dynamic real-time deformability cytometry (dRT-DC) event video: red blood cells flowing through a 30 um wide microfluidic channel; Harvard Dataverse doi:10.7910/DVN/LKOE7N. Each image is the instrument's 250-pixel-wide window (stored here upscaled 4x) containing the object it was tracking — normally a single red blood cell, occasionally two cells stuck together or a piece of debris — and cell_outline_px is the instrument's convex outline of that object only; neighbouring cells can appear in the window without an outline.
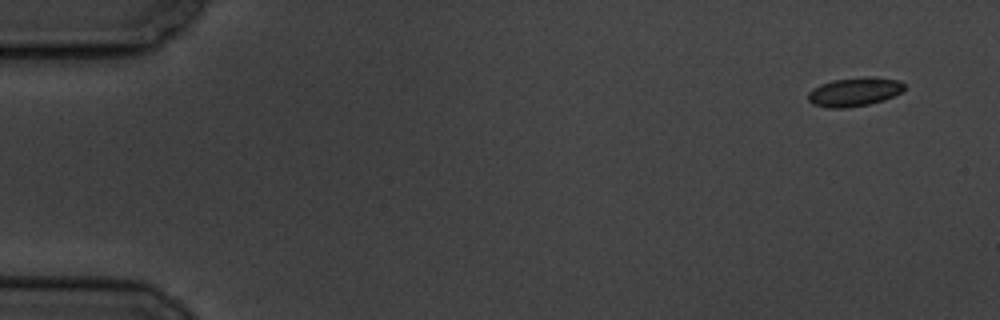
{"species": "common noctule bat (a hibernating species)", "species_latin": "Nyctalus noctula", "temperature_condition": "cold", "stored_images_in_passage": 6, "camera_frame_rate_fps": 3000, "um_per_image_px": 0.085, "animal": {"sex": "male", "body_mass_g": 19.5, "forearm_length_mm": 54.6}, "frame": {"image": 1, "passage_image": 1, "time_ms": 0.0, "image_size_px": [1000, 320], "cell_outline_px": [[908, 88], [884, 100], [868, 104], [844, 108], [828, 108], [812, 104], [808, 100], [808, 92], [812, 88], [820, 84], [832, 80], [864, 76], [876, 76], [900, 80]], "centroid_in_image_um": [72.63, 7.79], "position_along_channel_um": 12.4, "area_um2": 16.47}}
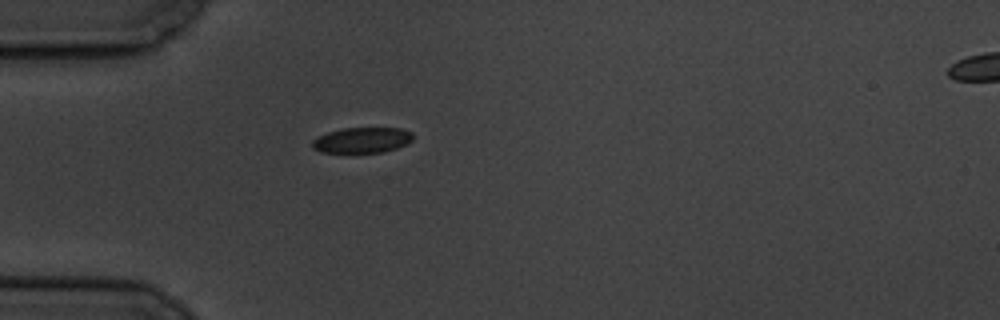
{"frame": {"image": 2, "passage_image": 5, "time_ms": 4.667, "image_size_px": [1000, 320], "cell_outline_px": [[412, 140], [408, 144], [384, 152], [320, 152], [312, 148], [312, 140], [316, 136], [328, 132], [344, 128], [400, 128], [412, 132]], "centroid_in_image_um": [30.76, 11.91], "position_along_channel_um": 54.2, "area_um2": 15.03}}